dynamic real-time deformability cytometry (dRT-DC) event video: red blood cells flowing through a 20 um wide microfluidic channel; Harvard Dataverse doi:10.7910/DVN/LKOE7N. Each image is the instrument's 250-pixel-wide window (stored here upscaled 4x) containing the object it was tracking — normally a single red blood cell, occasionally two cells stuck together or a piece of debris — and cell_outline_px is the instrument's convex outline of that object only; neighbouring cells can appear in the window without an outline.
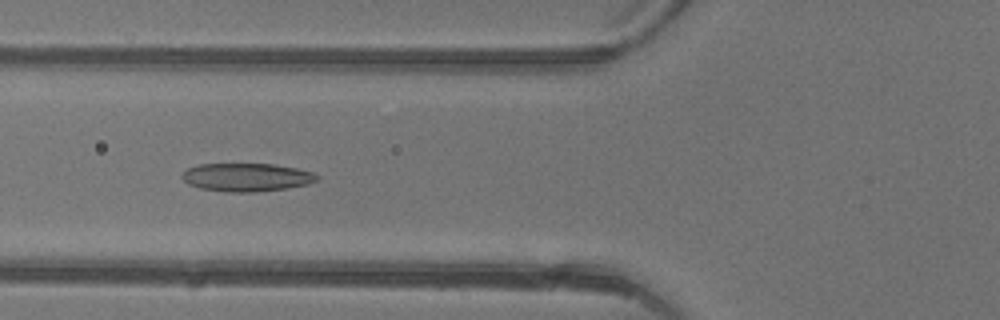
{"species": "common noctule bat (a hibernating species)", "species_latin": "Nyctalus noctula", "temperature_condition": "warm", "stored_images_in_passage": 48, "camera_frame_rate_fps": 3000, "um_per_image_px": 0.085, "animal": {"sex": "female"}, "frame": {"image": 1, "passage_image": 19, "time_ms": 6.0, "image_size_px": [1000, 320], "cell_outline_px": [[320, 176], [316, 180], [308, 184], [288, 188], [256, 192], [224, 192], [200, 188], [188, 184], [180, 176], [188, 168], [200, 164], [272, 164], [296, 168], [312, 172]], "centroid_in_image_um": [20.95, 15.07], "position_along_channel_um": 104.8, "area_um2": 22.2}}
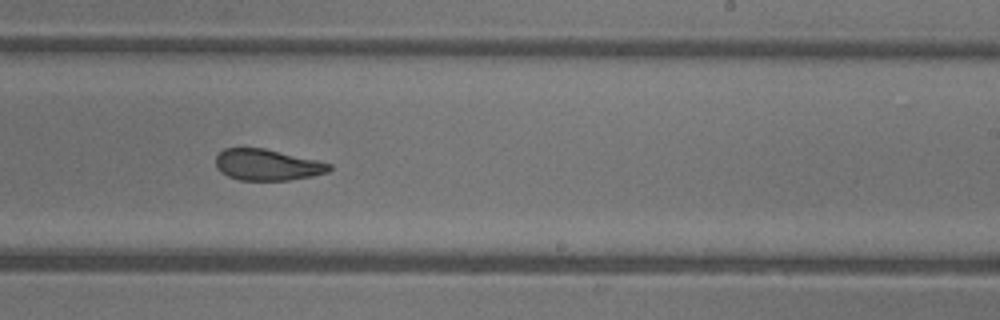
{"frame": {"image": 2, "passage_image": 30, "time_ms": 9.667, "image_size_px": [1000, 320], "cell_outline_px": [[332, 168], [328, 172], [312, 176], [288, 180], [240, 180], [228, 176], [216, 168], [216, 156], [224, 148], [264, 148], [316, 160], [332, 164]], "centroid_in_image_um": [22.71, 14.01], "position_along_channel_um": 266.3, "area_um2": 20.52}}
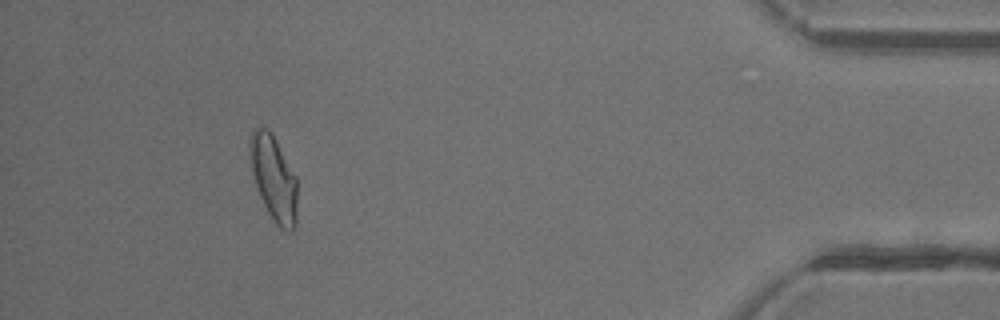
{"frame": {"image": 3, "passage_image": 44, "time_ms": 14.333, "image_size_px": [1000, 320], "cell_outline_px": [[296, 224], [292, 232], [288, 232], [280, 228], [272, 220], [256, 188], [252, 172], [248, 152], [248, 144], [252, 132], [256, 128], [264, 128], [276, 140], [296, 176]], "centroid_in_image_um": [23.25, 15.19], "position_along_channel_um": 412.0, "area_um2": 23.41}, "authors_computed_cell_mechanics": {"area_um2": 22.7732, "velocity_mm_per_s": 4.3991, "shape_relaxation_time_tau1_ms": null, "shape_relaxation_time_tau2_ms": 1.6372, "deformation_change_tau1": null, "deformation_change_tau2": 0.0789}}